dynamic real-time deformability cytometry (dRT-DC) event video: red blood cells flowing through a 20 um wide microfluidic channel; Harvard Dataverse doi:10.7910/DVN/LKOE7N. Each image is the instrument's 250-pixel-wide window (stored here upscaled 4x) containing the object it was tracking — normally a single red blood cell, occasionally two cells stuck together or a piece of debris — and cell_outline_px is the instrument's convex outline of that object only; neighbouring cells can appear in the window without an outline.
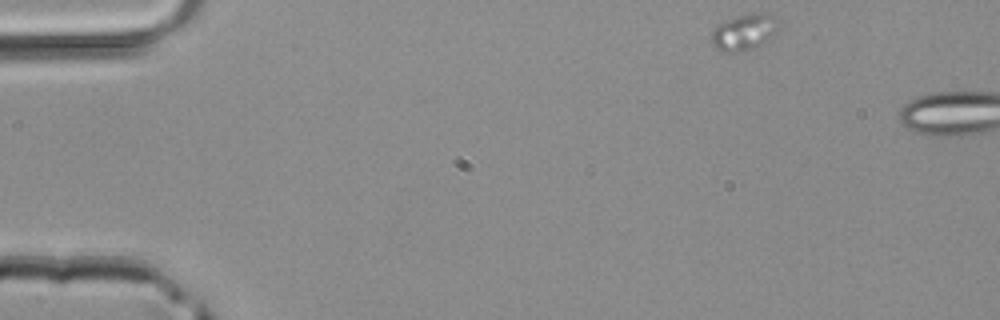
{"species": "common noctule bat (a hibernating species)", "species_latin": "Nyctalus noctula", "temperature_condition": "room temperature", "stored_images_in_passage": 3, "segment_of_instrument_passage": [1, 2], "camera_frame_rate_fps": 3000, "um_per_image_px": 0.085, "animal": {"sex": "male", "body_mass_g": 20.4}, "frame": {"image": 1, "passage_image": 1, "time_ms": 0.0, "image_size_px": [1000, 320], "cell_outline_px": [[776, 28], [772, 36], [764, 44], [736, 52], [724, 52], [712, 40], [712, 32], [720, 24], [728, 20], [752, 12], [772, 12]], "centroid_in_image_um": [63.29, 2.7], "position_along_channel_um": 21.7, "area_um2": 13.47}}